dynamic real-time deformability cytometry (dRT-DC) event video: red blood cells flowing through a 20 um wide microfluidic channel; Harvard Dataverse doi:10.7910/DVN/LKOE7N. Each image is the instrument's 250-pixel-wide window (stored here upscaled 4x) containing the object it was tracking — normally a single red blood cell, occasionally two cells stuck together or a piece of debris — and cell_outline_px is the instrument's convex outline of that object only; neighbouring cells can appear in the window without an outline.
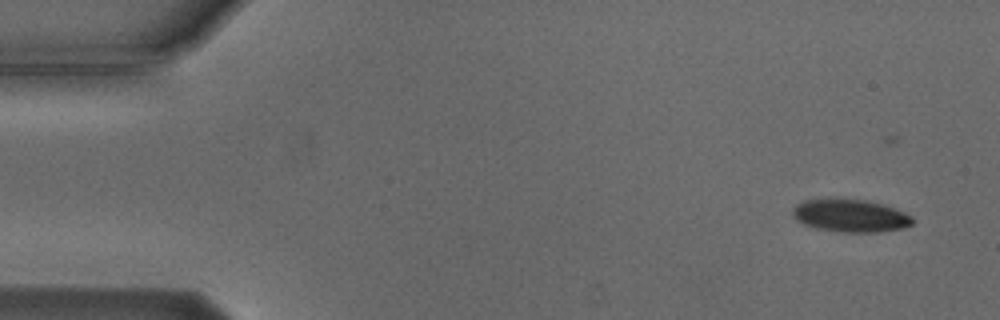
{"species": "Egyptian fruit bat (a non-hibernating species)", "species_latin": "Rousettus aegyptiacus", "temperature_condition": "cold", "stored_images_in_passage": 5, "camera_frame_rate_fps": 3000, "um_per_image_px": 0.085, "animal": {"sex": "male"}, "frame": {"image": 1, "passage_image": 1, "time_ms": 0.0, "image_size_px": [1000, 320], "cell_outline_px": [[912, 224], [904, 228], [880, 232], [840, 232], [816, 228], [804, 224], [796, 220], [792, 216], [792, 208], [796, 204], [804, 200], [828, 196], [832, 196], [868, 200], [884, 204], [904, 212], [912, 216]], "centroid_in_image_um": [72.23, 18.29], "position_along_channel_um": 12.8, "area_um2": 23.7}}
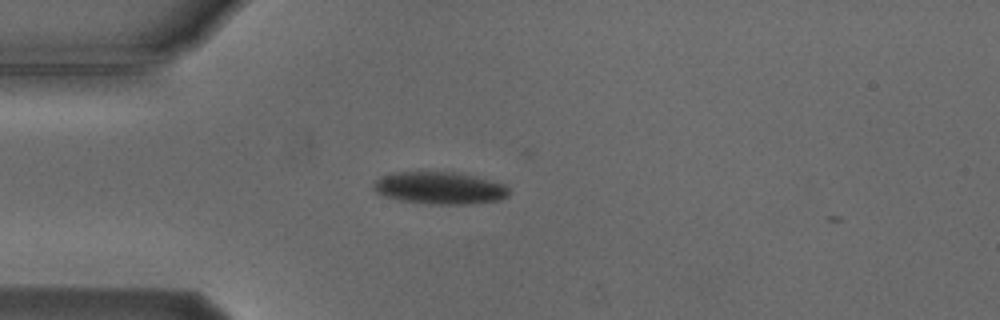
{"frame": {"image": 2, "passage_image": 4, "time_ms": 3.667, "image_size_px": [1000, 320], "cell_outline_px": [[512, 192], [508, 196], [500, 200], [472, 204], [432, 204], [400, 200], [384, 196], [376, 192], [372, 188], [372, 184], [376, 180], [384, 176], [396, 172], [456, 172], [476, 176], [504, 184]], "centroid_in_image_um": [37.41, 15.98], "position_along_channel_um": 47.6, "area_um2": 25.55}}